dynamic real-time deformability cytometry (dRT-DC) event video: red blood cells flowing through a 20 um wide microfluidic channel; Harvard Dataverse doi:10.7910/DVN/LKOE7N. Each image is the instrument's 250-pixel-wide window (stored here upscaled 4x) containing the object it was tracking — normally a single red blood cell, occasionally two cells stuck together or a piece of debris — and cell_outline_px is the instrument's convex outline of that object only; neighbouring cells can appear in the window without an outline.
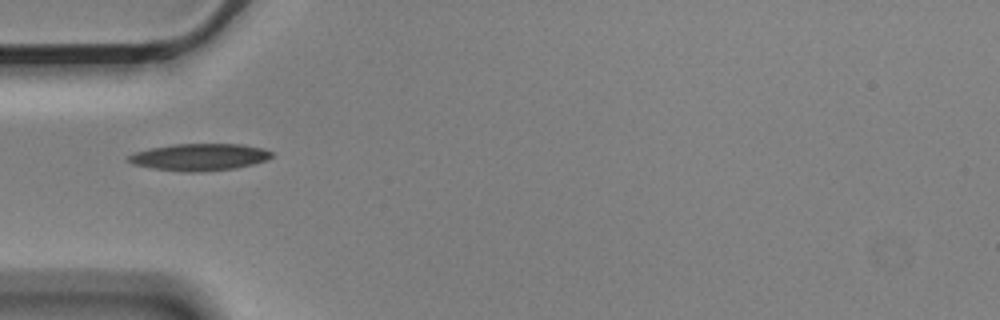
{"species": "Egyptian fruit bat (a non-hibernating species)", "species_latin": "Rousettus aegyptiacus", "temperature_condition": "cold", "stored_images_in_passage": 2, "camera_frame_rate_fps": 3000, "um_per_image_px": 0.085, "animal": {"sex": "male"}, "frame": {"image": 1, "passage_image": 1, "time_ms": 0.0, "image_size_px": [1000, 320], "cell_outline_px": [[272, 156], [268, 160], [236, 168], [200, 172], [184, 172], [152, 168], [132, 164], [124, 160], [128, 156], [136, 152], [152, 148], [172, 144], [240, 144], [264, 148], [272, 152]], "centroid_in_image_um": [16.95, 13.35], "position_along_channel_um": 68.1, "area_um2": 22.6}}
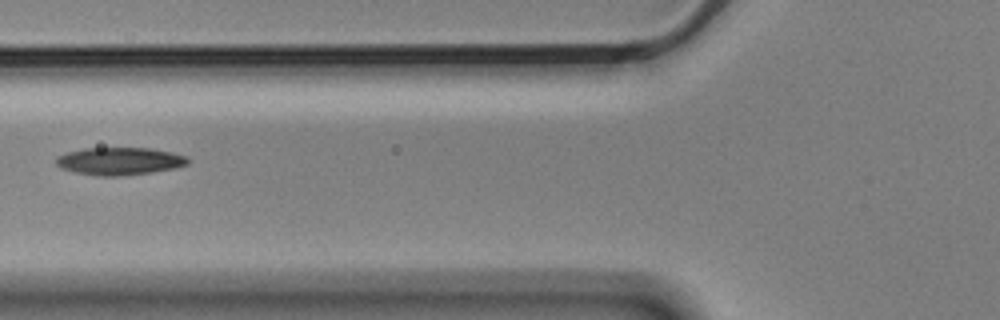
{"frame": {"image": 2, "passage_image": 2, "time_ms": 0.333, "image_size_px": [1000, 320], "cell_outline_px": [[188, 164], [176, 168], [152, 172], [116, 176], [100, 176], [76, 172], [60, 168], [56, 164], [56, 156], [68, 152], [84, 148], [148, 148], [172, 152], [188, 156]], "centroid_in_image_um": [10.17, 13.69], "position_along_channel_um": 115.6, "area_um2": 21.15}}